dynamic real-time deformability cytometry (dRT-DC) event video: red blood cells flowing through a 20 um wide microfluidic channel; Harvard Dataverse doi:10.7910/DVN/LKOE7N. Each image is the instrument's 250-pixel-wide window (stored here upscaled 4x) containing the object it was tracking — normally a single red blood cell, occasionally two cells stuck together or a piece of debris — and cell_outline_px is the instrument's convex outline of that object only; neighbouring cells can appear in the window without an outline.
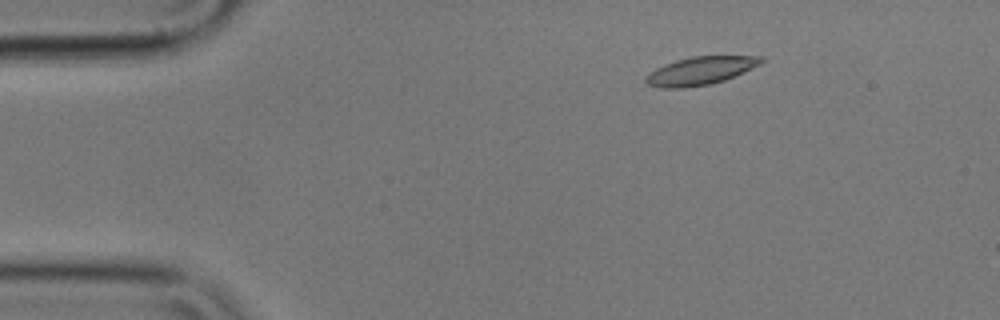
{"species": "common noctule bat (a hibernating species)", "species_latin": "Nyctalus noctula", "temperature_condition": "cold", "stored_images_in_passage": 5, "camera_frame_rate_fps": 3000, "um_per_image_px": 0.085, "animal": {"sex": "male", "body_mass_g": 17.9}, "frame": {"image": 1, "passage_image": 3, "time_ms": 0.667, "image_size_px": [1000, 320], "cell_outline_px": [[768, 60], [760, 64], [724, 80], [708, 84], [684, 88], [660, 88], [648, 84], [644, 80], [644, 76], [648, 72], [664, 64], [676, 60], [692, 56], [764, 56]], "centroid_in_image_um": [59.51, 6.0], "position_along_channel_um": 25.5, "area_um2": 18.9}}